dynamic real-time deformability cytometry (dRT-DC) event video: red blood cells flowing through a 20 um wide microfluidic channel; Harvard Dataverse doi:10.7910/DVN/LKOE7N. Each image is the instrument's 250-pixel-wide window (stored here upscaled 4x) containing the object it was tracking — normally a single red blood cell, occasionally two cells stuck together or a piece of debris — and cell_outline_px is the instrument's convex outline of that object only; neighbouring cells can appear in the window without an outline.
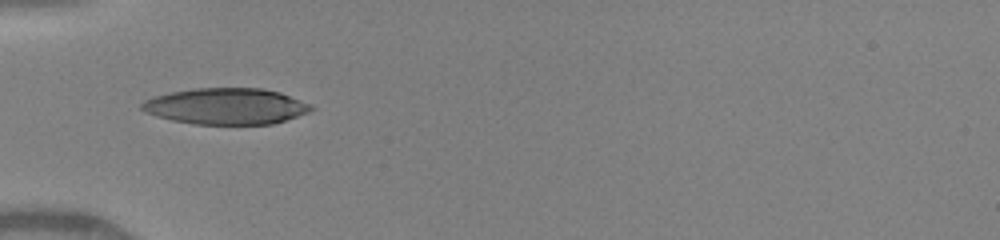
{"species": "human", "species_latin": "Homo sapiens", "temperature_condition": "warm", "stored_images_in_passage": 2, "camera_frame_rate_fps": 3000, "um_per_image_px": 0.085, "donor": {"sex": "female"}, "frame": {"image": 1, "passage_image": 1, "time_ms": 0.0, "image_size_px": [1000, 240], "cell_outline_px": [[316, 108], [308, 112], [272, 124], [192, 124], [172, 120], [156, 116], [140, 108], [140, 104], [144, 100], [152, 96], [192, 88], [264, 88], [280, 92], [312, 104]], "centroid_in_image_um": [19.22, 9.02], "position_along_channel_um": 65.8, "area_um2": 35.84}}